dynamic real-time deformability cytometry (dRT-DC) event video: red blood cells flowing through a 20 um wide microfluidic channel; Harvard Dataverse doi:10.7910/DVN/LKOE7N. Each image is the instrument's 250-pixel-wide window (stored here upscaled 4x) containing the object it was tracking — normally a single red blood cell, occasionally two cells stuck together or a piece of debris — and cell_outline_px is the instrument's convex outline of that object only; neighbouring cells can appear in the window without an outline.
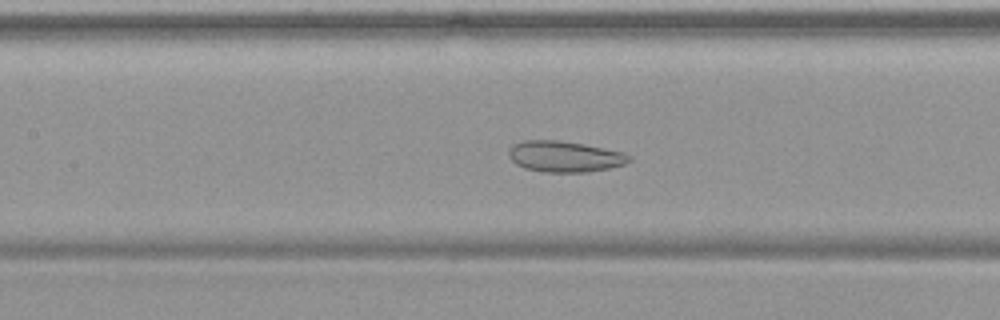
{"species": "common noctule bat (a hibernating species)", "species_latin": "Nyctalus noctula", "temperature_condition": "warm", "stored_images_in_passage": 55, "camera_frame_rate_fps": 3000, "um_per_image_px": 0.085, "animal": {"sex": "female", "body_mass_g": 19.9}, "frame": {"image": 1, "passage_image": 26, "time_ms": 8.333, "image_size_px": [1000, 320], "cell_outline_px": [[632, 160], [624, 164], [608, 168], [588, 172], [544, 172], [524, 168], [516, 164], [508, 156], [508, 148], [512, 144], [524, 140], [560, 140], [584, 144], [624, 152], [632, 156]], "centroid_in_image_um": [47.98, 13.3], "position_along_channel_um": 159.4, "area_um2": 21.96}}
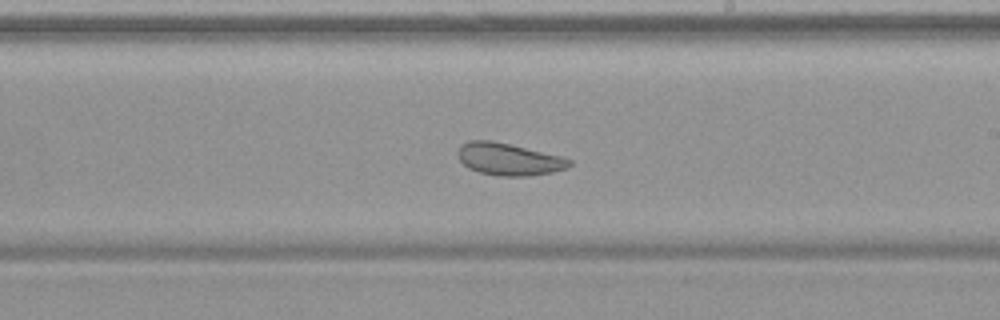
{"frame": {"image": 2, "passage_image": 33, "time_ms": 10.667, "image_size_px": [1000, 320], "cell_outline_px": [[572, 164], [568, 168], [552, 172], [528, 176], [500, 176], [480, 172], [468, 168], [456, 156], [456, 152], [460, 144], [468, 140], [492, 140], [560, 156], [572, 160]], "centroid_in_image_um": [43.2, 13.53], "position_along_channel_um": 245.8, "area_um2": 20.98}}
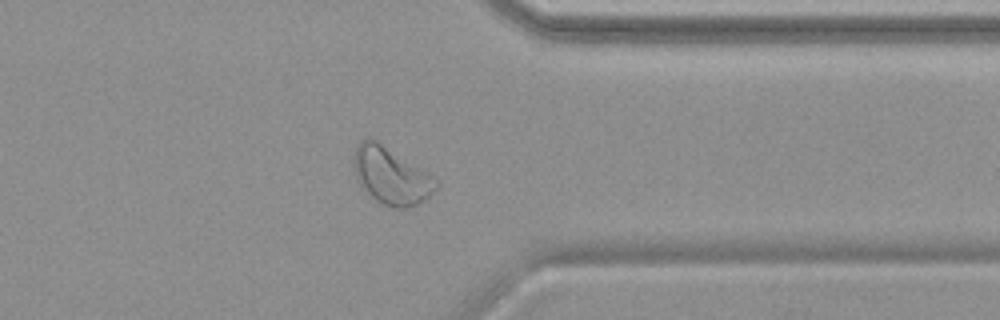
{"frame": {"image": 3, "passage_image": 44, "time_ms": 14.333, "image_size_px": [1000, 320], "cell_outline_px": [[436, 188], [428, 196], [416, 204], [404, 208], [396, 208], [384, 204], [376, 200], [356, 180], [352, 164], [352, 152], [356, 144], [360, 140], [368, 136], [376, 140], [428, 172], [436, 180]], "centroid_in_image_um": [33.15, 14.88], "position_along_channel_um": 378.2, "area_um2": 27.17}, "authors_computed_cell_mechanics": {"area_um2": 29.5936, "velocity_mm_per_s": 3.7284, "shape_relaxation_time_tau1_ms": null, "shape_relaxation_time_tau2_ms": 1.6886, "deformation_change_tau1": null, "deformation_change_tau2": 0.0732}}